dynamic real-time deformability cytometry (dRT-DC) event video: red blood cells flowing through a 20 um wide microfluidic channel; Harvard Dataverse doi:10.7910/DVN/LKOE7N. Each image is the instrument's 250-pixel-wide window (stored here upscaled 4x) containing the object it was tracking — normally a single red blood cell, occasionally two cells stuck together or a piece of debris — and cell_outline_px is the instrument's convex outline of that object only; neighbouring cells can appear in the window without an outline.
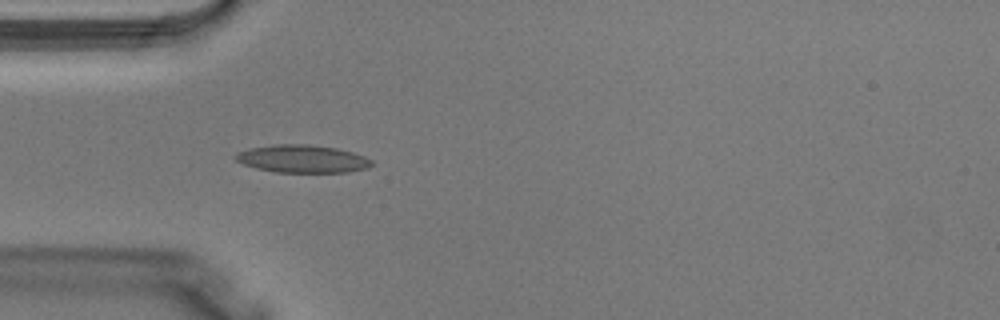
{"species": "Egyptian fruit bat (a non-hibernating species)", "species_latin": "Rousettus aegyptiacus", "temperature_condition": "warm", "stored_images_in_passage": 2, "camera_frame_rate_fps": 3000, "um_per_image_px": 0.085, "animal": {"sex": "male"}, "frame": {"image": 1, "passage_image": 2, "time_ms": 0.333, "image_size_px": [1000, 320], "cell_outline_px": [[372, 164], [368, 168], [348, 172], [276, 172], [244, 164], [236, 160], [236, 152], [248, 148], [272, 144], [308, 144], [336, 148], [352, 152], [364, 156], [372, 160]], "centroid_in_image_um": [25.71, 13.49], "position_along_channel_um": 59.3, "area_um2": 21.91}}